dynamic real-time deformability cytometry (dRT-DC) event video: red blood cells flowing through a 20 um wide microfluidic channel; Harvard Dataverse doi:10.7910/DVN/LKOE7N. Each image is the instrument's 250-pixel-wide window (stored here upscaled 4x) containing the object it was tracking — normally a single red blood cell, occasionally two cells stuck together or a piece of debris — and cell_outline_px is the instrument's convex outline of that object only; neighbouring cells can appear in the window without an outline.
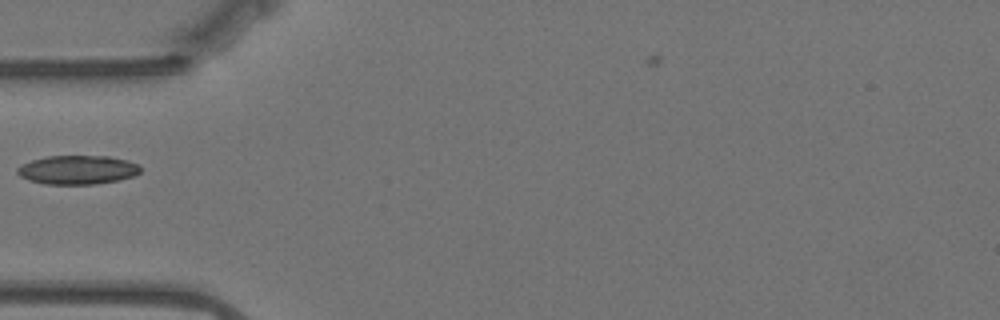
{"species": "Egyptian fruit bat (a non-hibernating species)", "species_latin": "Rousettus aegyptiacus", "temperature_condition": "warm", "stored_images_in_passage": 40, "camera_frame_rate_fps": 3000, "um_per_image_px": 0.085, "animal": {"sex": "female"}, "frame": {"image": 1, "passage_image": 1, "time_ms": 0.0, "image_size_px": [1000, 320], "cell_outline_px": [[140, 172], [132, 176], [120, 180], [96, 184], [44, 184], [28, 180], [20, 176], [16, 172], [16, 168], [32, 160], [48, 156], [108, 156], [128, 160], [136, 164], [140, 168]], "centroid_in_image_um": [6.58, 14.44], "position_along_channel_um": 78.4, "area_um2": 20.69}}
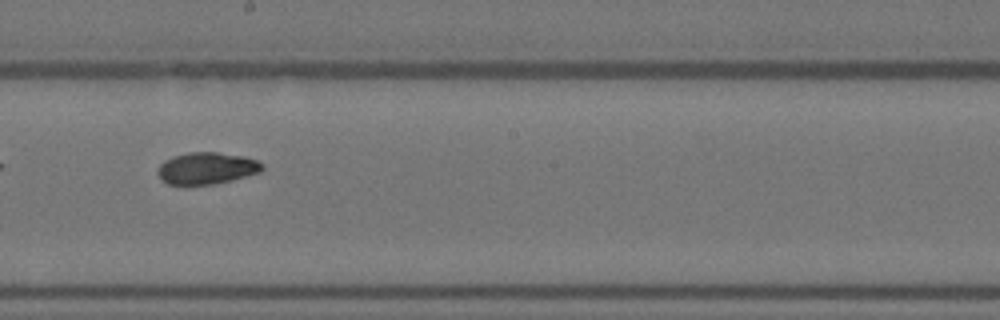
{"frame": {"image": 2, "passage_image": 14, "time_ms": 4.333, "image_size_px": [1000, 320], "cell_outline_px": [[264, 168], [260, 172], [232, 180], [212, 184], [168, 184], [160, 180], [156, 172], [160, 164], [164, 160], [172, 156], [188, 152], [216, 152], [244, 156], [256, 160], [264, 164]], "centroid_in_image_um": [17.55, 14.29], "position_along_channel_um": 230.7, "area_um2": 19.48}}
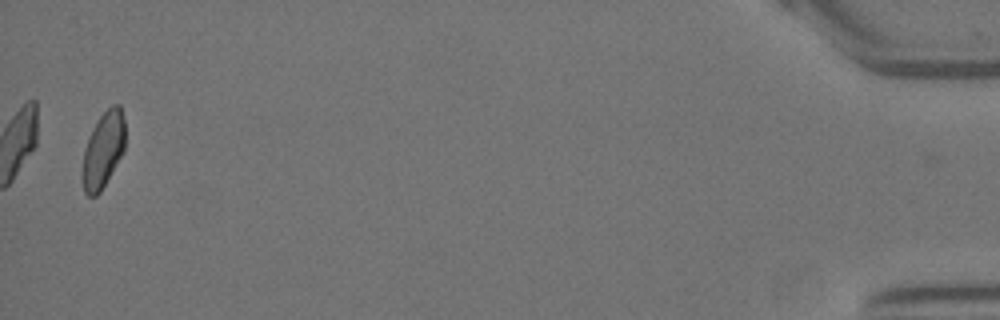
{"frame": {"image": 3, "passage_image": 39, "time_ms": 12.667, "image_size_px": [1000, 320], "cell_outline_px": [[124, 152], [100, 192], [96, 196], [88, 196], [84, 192], [80, 176], [84, 148], [92, 128], [100, 116], [112, 104], [120, 104], [124, 120]], "centroid_in_image_um": [8.74, 12.77], "position_along_channel_um": 426.5, "area_um2": 19.19}}